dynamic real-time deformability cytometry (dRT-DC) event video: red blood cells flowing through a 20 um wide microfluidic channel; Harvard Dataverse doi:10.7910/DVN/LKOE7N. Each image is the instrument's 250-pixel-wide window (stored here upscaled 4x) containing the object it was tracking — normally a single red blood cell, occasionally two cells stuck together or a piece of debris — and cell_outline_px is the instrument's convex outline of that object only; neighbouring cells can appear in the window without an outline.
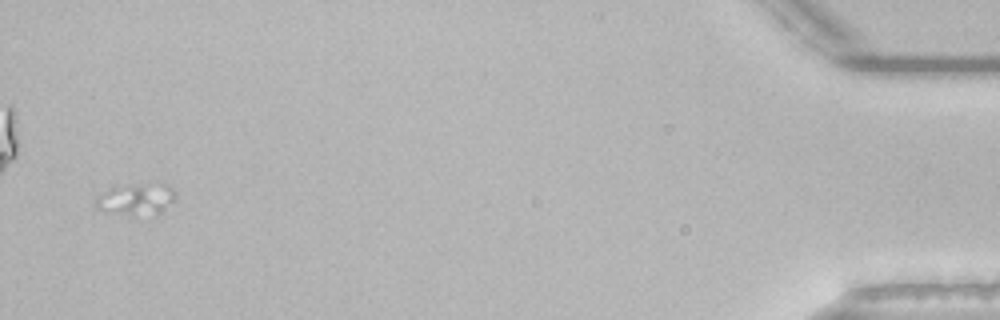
{"species": "common noctule bat (a hibernating species)", "species_latin": "Nyctalus noctula", "temperature_condition": "room temperature", "stored_images_in_passage": 47, "camera_frame_rate_fps": 3000, "um_per_image_px": 0.085, "animal": {"sex": "male", "body_mass_g": 21.5, "forearm_length_mm": 52.0}, "frame": {"image": 1, "passage_image": 46, "time_ms": 15.0, "image_size_px": [1000, 320], "cell_outline_px": [[176, 200], [156, 216], [132, 216], [104, 212], [96, 208], [96, 196], [112, 188], [160, 184], [168, 184], [176, 192]], "centroid_in_image_um": [11.62, 17.01], "position_along_channel_um": 423.6, "area_um2": 14.74}}